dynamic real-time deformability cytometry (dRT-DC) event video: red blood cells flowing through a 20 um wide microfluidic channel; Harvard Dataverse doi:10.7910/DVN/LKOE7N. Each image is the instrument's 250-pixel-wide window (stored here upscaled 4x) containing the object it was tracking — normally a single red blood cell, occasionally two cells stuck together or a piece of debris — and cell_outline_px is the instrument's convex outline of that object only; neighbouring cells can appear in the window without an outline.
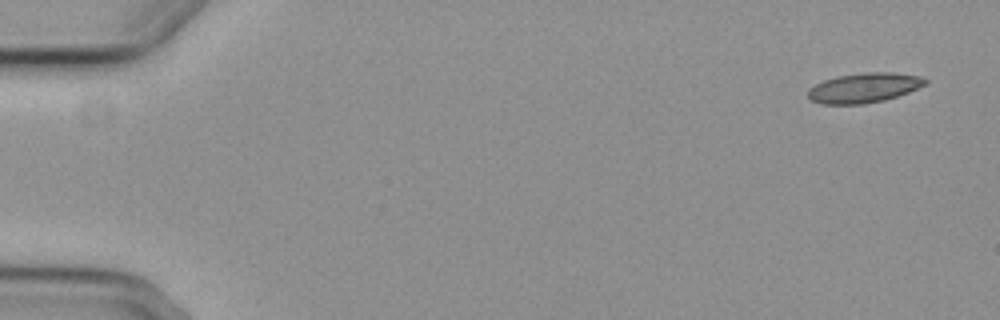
{"species": "common noctule bat (a hibernating species)", "species_latin": "Nyctalus noctula", "temperature_condition": "cold", "stored_images_in_passage": 6, "camera_frame_rate_fps": 3000, "um_per_image_px": 0.085, "animal": {"sex": "female", "body_mass_g": 29.2, "forearm_length_mm": 56.3}, "frame": {"image": 1, "passage_image": 1, "time_ms": 0.0, "image_size_px": [1000, 320], "cell_outline_px": [[928, 84], [908, 92], [884, 100], [864, 104], [820, 104], [812, 100], [808, 96], [808, 88], [824, 80], [836, 76], [864, 72], [892, 72], [920, 76], [928, 80]], "centroid_in_image_um": [73.45, 7.46], "position_along_channel_um": 11.6, "area_um2": 20.4}}